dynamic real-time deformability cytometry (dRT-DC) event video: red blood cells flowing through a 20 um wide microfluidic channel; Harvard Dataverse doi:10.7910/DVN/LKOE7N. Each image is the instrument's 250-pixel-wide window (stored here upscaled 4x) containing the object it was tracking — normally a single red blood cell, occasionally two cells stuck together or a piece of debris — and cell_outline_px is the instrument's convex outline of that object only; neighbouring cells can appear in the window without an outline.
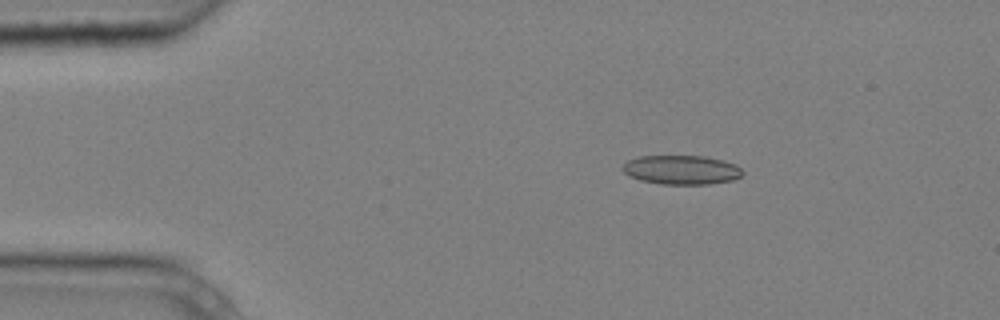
{"species": "common noctule bat (a hibernating species)", "species_latin": "Nyctalus noctula", "temperature_condition": "cold", "stored_images_in_passage": 4, "camera_frame_rate_fps": 3000, "um_per_image_px": 0.085, "animal": {"sex": "male", "body_mass_g": 20.4}, "frame": {"image": 1, "passage_image": 2, "time_ms": 0.333, "image_size_px": [1000, 320], "cell_outline_px": [[744, 172], [740, 176], [732, 180], [708, 184], [664, 184], [640, 180], [624, 172], [620, 168], [628, 160], [640, 156], [704, 156], [736, 164]], "centroid_in_image_um": [57.92, 14.43], "position_along_channel_um": 27.1, "area_um2": 20.17}}
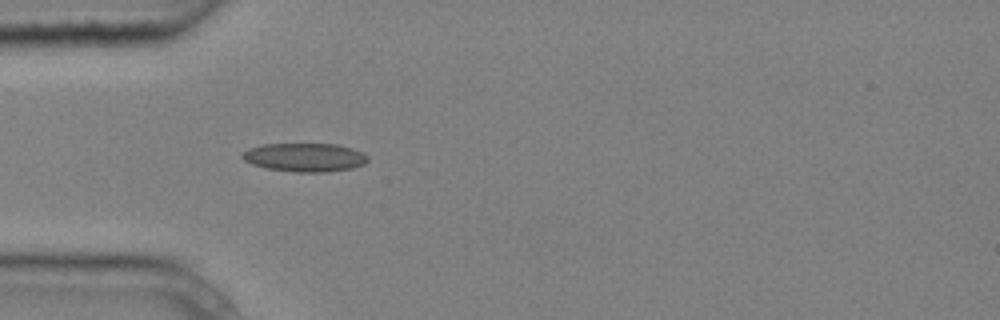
{"frame": {"image": 2, "passage_image": 4, "time_ms": 1.0, "image_size_px": [1000, 320], "cell_outline_px": [[368, 160], [364, 164], [352, 168], [328, 172], [296, 172], [268, 168], [252, 164], [244, 160], [240, 156], [248, 148], [264, 144], [336, 144], [352, 148], [364, 152], [368, 156]], "centroid_in_image_um": [25.93, 13.37], "position_along_channel_um": 59.1, "area_um2": 20.92}}